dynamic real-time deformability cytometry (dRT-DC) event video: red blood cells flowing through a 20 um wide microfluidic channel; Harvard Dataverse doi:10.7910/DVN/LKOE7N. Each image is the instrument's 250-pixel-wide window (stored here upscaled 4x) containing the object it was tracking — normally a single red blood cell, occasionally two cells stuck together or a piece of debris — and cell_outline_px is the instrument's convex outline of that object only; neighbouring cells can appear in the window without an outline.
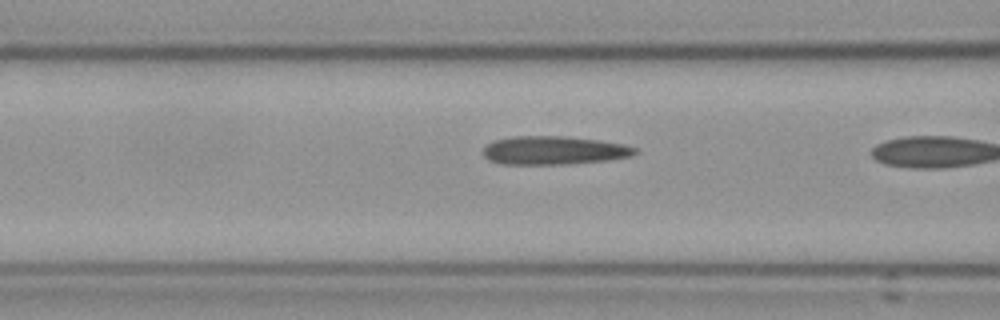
{"species": "Egyptian fruit bat (a non-hibernating species)", "species_latin": "Rousettus aegyptiacus", "temperature_condition": "cold", "stored_images_in_passage": 6, "segment_of_instrument_passage": [2, 2], "camera_frame_rate_fps": 3000, "um_per_image_px": 0.085, "frame": {"image": 1, "passage_image": 6, "time_ms": 6.667, "image_size_px": [1000, 320], "cell_outline_px": [[640, 152], [632, 156], [608, 160], [568, 164], [500, 164], [488, 160], [484, 156], [484, 148], [492, 140], [512, 136], [564, 136], [600, 140], [624, 144], [636, 148]], "centroid_in_image_um": [47.09, 12.78], "position_along_channel_um": 119.5, "area_um2": 25.43}}